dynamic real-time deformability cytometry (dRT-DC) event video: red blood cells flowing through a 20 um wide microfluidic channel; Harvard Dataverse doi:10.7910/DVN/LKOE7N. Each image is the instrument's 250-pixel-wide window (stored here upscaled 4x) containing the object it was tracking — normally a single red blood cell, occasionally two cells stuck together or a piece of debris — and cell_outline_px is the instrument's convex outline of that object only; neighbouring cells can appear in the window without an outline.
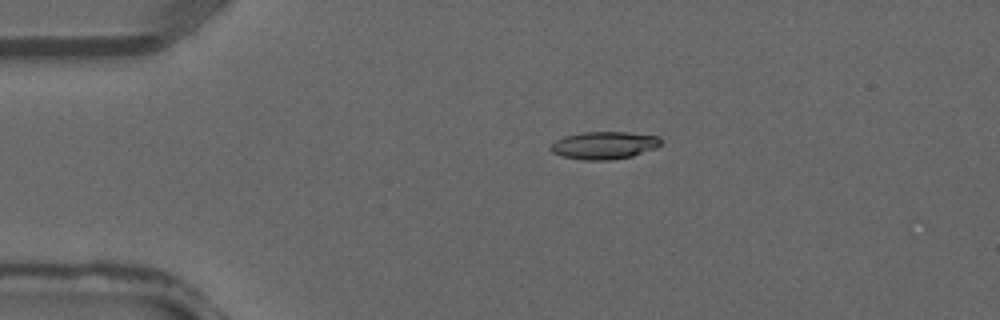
{"species": "common noctule bat (a hibernating species)", "species_latin": "Nyctalus noctula", "temperature_condition": "warm", "stored_images_in_passage": 4, "camera_frame_rate_fps": 3000, "um_per_image_px": 0.085, "animal": {"sex": "male", "forearm_length_mm": 52.5}, "frame": {"image": 1, "passage_image": 3, "time_ms": 0.667, "image_size_px": [1000, 320], "cell_outline_px": [[660, 144], [656, 148], [632, 156], [608, 160], [584, 160], [560, 156], [552, 152], [548, 148], [556, 140], [564, 136], [580, 132], [628, 132], [660, 136]], "centroid_in_image_um": [51.32, 12.35], "position_along_channel_um": 33.7, "area_um2": 17.8}}